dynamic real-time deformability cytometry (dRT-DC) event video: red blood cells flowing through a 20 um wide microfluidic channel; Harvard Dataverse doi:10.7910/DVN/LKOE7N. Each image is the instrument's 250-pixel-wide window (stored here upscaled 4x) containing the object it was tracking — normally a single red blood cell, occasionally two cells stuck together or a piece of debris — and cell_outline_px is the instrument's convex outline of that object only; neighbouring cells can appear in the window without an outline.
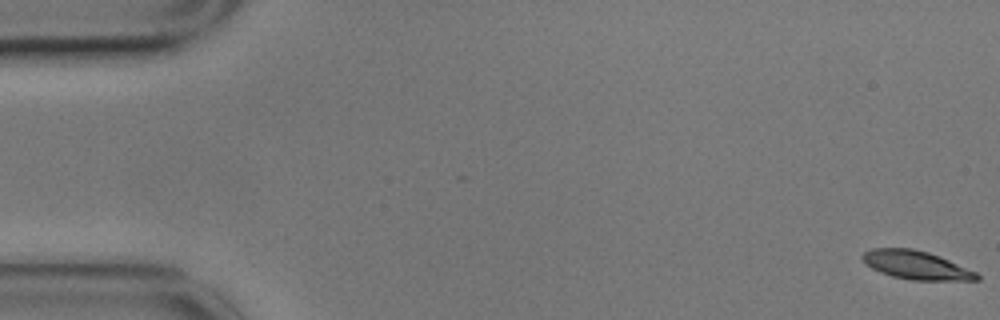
{"species": "common noctule bat (a hibernating species)", "species_latin": "Nyctalus noctula", "temperature_condition": "cold", "stored_images_in_passage": 12, "camera_frame_rate_fps": 3000, "um_per_image_px": 0.085, "animal": {"sex": "male", "body_mass_g": 17.9}, "frame": {"image": 1, "passage_image": 1, "time_ms": 0.0, "image_size_px": [1000, 320], "cell_outline_px": [[980, 280], [912, 280], [892, 276], [880, 272], [864, 264], [860, 256], [864, 252], [872, 248], [912, 248], [928, 252], [940, 256], [976, 272], [980, 276]], "centroid_in_image_um": [77.84, 22.52], "position_along_channel_um": 7.2, "area_um2": 19.02}}